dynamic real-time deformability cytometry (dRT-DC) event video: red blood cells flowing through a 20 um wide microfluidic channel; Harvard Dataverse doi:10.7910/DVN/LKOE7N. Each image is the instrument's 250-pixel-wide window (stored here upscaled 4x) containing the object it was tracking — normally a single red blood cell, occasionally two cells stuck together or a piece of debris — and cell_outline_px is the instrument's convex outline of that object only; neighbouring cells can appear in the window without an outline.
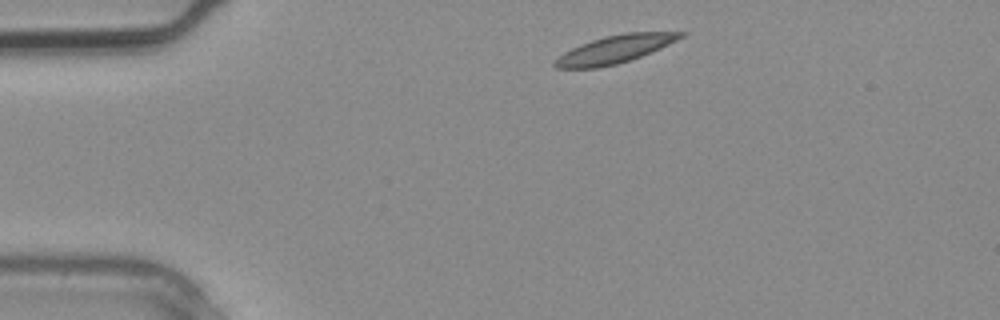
{"species": "common noctule bat (a hibernating species)", "species_latin": "Nyctalus noctula", "temperature_condition": "warm", "stored_images_in_passage": 3, "camera_frame_rate_fps": 3000, "um_per_image_px": 0.085, "animal": {"sex": "male", "body_mass_g": 20.4}, "frame": {"image": 1, "passage_image": 1, "time_ms": 0.0, "image_size_px": [1000, 320], "cell_outline_px": [[688, 32], [684, 36], [652, 52], [616, 64], [600, 68], [556, 68], [552, 64], [552, 60], [564, 52], [580, 44], [592, 40], [624, 32]], "centroid_in_image_um": [52.22, 4.2], "position_along_channel_um": 32.8, "area_um2": 20.23}}